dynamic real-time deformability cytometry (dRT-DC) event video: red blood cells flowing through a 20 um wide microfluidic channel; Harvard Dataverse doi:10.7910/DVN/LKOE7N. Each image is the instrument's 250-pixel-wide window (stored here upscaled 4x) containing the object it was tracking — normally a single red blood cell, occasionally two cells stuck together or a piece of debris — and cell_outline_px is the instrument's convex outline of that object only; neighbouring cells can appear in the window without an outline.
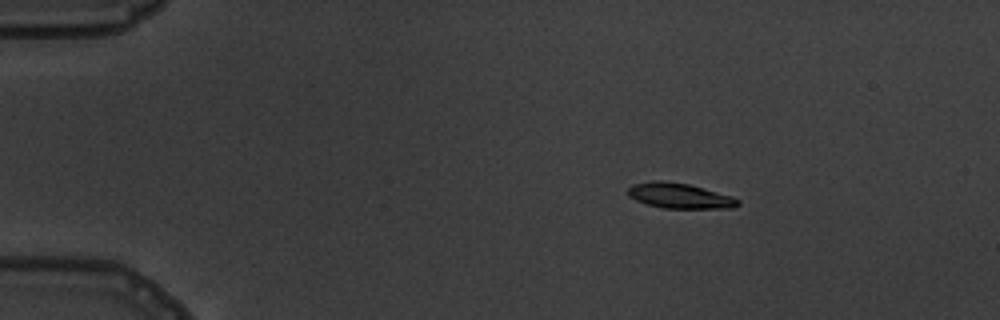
{"species": "common noctule bat (a hibernating species)", "species_latin": "Nyctalus noctula", "temperature_condition": "warm", "stored_images_in_passage": 5, "camera_frame_rate_fps": 3000, "um_per_image_px": 0.085, "animal": {"sex": "male", "body_mass_g": 19.5, "forearm_length_mm": 54.6}, "frame": {"image": 1, "passage_image": 3, "time_ms": 3.0, "image_size_px": [1000, 320], "cell_outline_px": [[740, 204], [732, 208], [664, 208], [648, 204], [636, 200], [628, 196], [628, 188], [632, 184], [652, 180], [664, 180], [688, 184], [732, 196], [740, 200]], "centroid_in_image_um": [57.75, 16.63], "position_along_channel_um": 27.2, "area_um2": 16.18}}